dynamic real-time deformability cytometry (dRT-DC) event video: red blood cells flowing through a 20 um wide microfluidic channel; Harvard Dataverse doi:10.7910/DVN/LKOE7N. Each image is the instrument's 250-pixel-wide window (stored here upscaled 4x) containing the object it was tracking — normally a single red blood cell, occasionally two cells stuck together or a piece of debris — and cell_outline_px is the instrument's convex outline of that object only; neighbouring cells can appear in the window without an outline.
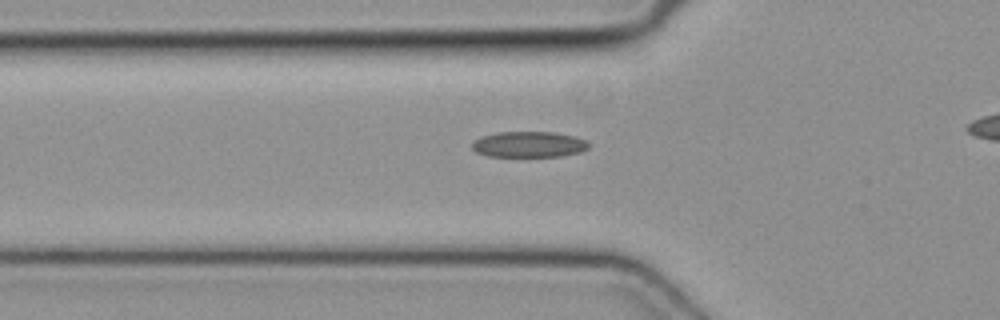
{"species": "common noctule bat (a hibernating species)", "species_latin": "Nyctalus noctula", "temperature_condition": "cold", "stored_images_in_passage": 33, "camera_frame_rate_fps": 3000, "um_per_image_px": 0.085, "animal": {"sex": "female", "body_mass_g": 19.3, "forearm_length_mm": 54.1}, "frame": {"image": 1, "passage_image": 7, "time_ms": 2.0, "image_size_px": [1000, 320], "cell_outline_px": [[588, 148], [580, 152], [560, 156], [488, 156], [476, 152], [472, 148], [472, 140], [480, 136], [496, 132], [552, 132], [572, 136], [584, 140], [588, 144]], "centroid_in_image_um": [44.88, 12.27], "position_along_channel_um": 80.9, "area_um2": 17.46}}
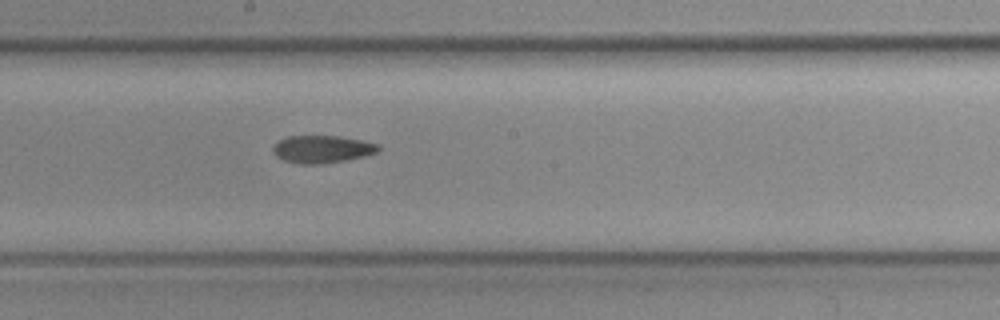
{"frame": {"image": 2, "passage_image": 17, "time_ms": 5.333, "image_size_px": [1000, 320], "cell_outline_px": [[380, 148], [376, 152], [364, 156], [344, 160], [320, 164], [300, 164], [284, 160], [276, 156], [272, 152], [272, 148], [280, 140], [288, 136], [336, 136], [360, 140], [376, 144]], "centroid_in_image_um": [27.33, 12.68], "position_along_channel_um": 220.9, "area_um2": 16.59}}
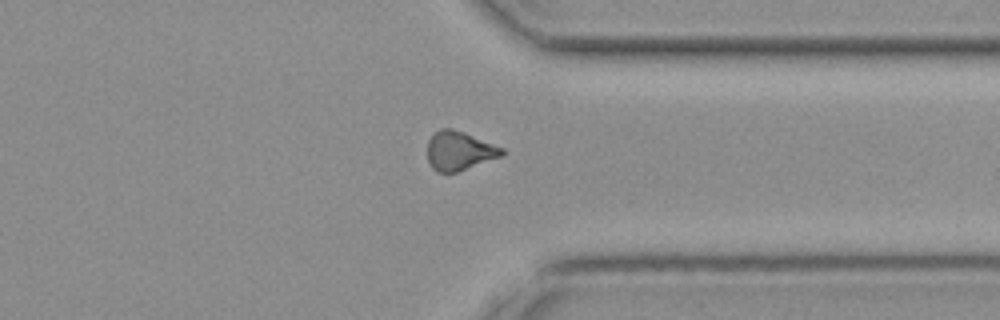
{"frame": {"image": 3, "passage_image": 28, "time_ms": 9.0, "image_size_px": [1000, 320], "cell_outline_px": [[504, 152], [500, 156], [456, 172], [436, 172], [432, 168], [428, 160], [428, 140], [440, 128], [452, 128], [464, 132], [504, 148]], "centroid_in_image_um": [39.01, 12.81], "position_along_channel_um": 372.4, "area_um2": 16.65}}